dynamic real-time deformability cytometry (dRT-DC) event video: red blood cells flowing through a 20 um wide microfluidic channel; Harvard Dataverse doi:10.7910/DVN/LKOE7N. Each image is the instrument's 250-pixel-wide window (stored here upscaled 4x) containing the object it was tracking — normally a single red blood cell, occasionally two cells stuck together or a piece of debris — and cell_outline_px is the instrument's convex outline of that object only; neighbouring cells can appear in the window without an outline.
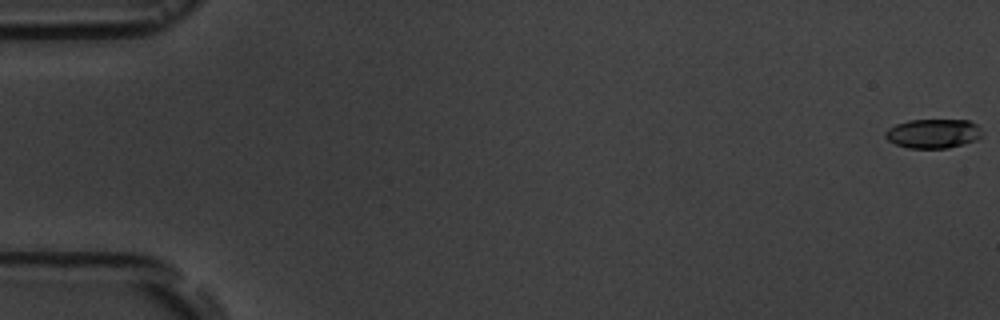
{"species": "common noctule bat (a hibernating species)", "species_latin": "Nyctalus noctula", "temperature_condition": "room temperature", "stored_images_in_passage": 3, "camera_frame_rate_fps": 3000, "um_per_image_px": 0.085, "animal": {"sex": "male", "body_mass_g": 19.5, "forearm_length_mm": 54.6}, "frame": {"image": 1, "passage_image": 1, "time_ms": 0.0, "image_size_px": [1000, 320], "cell_outline_px": [[980, 136], [976, 140], [964, 144], [948, 148], [908, 148], [896, 144], [888, 140], [884, 136], [884, 132], [888, 128], [896, 124], [908, 120], [968, 120], [976, 124], [980, 132]], "centroid_in_image_um": [79.28, 11.35], "position_along_channel_um": 5.7, "area_um2": 16.42}}